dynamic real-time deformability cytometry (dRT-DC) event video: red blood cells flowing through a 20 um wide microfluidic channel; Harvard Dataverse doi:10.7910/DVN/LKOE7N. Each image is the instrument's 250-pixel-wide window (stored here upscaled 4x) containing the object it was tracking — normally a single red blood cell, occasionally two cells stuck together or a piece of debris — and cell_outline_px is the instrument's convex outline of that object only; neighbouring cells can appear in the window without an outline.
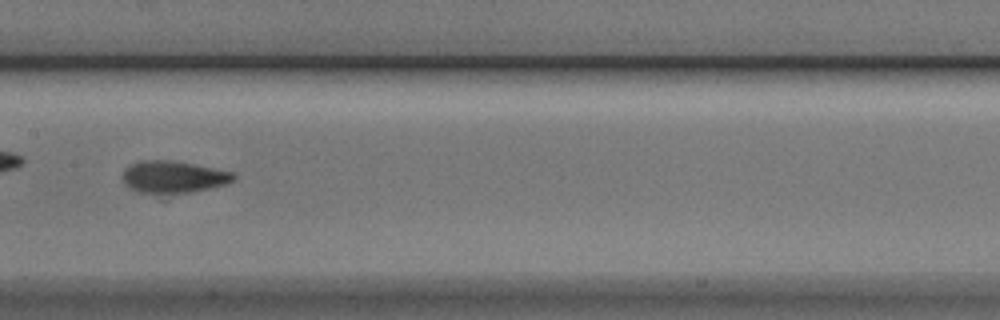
{"species": "Egyptian fruit bat (a non-hibernating species)", "species_latin": "Rousettus aegyptiacus", "temperature_condition": "cold", "stored_images_in_passage": 48, "camera_frame_rate_fps": 3000, "um_per_image_px": 0.085, "animal": {"sex": "male"}, "frame": {"image": 1, "passage_image": 21, "time_ms": 6.667, "image_size_px": [1000, 320], "cell_outline_px": [[236, 180], [228, 184], [212, 188], [192, 192], [136, 192], [128, 188], [124, 184], [124, 168], [140, 160], [168, 160], [192, 164], [232, 172], [236, 176]], "centroid_in_image_um": [14.75, 15.04], "position_along_channel_um": 192.6, "area_um2": 20.52}}
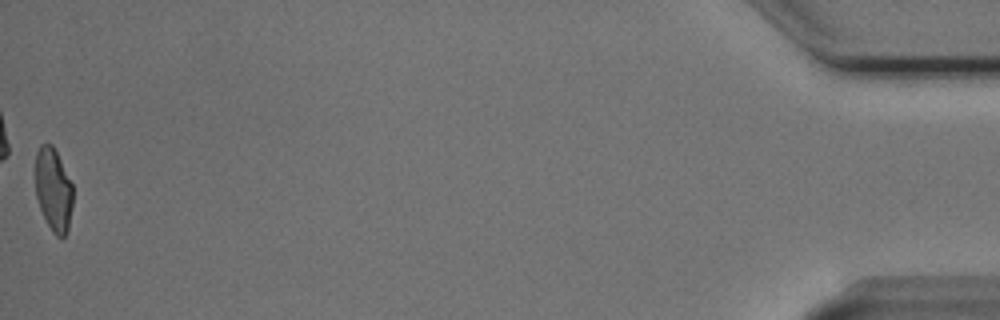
{"frame": {"image": 2, "passage_image": 48, "time_ms": 15.667, "image_size_px": [1000, 320], "cell_outline_px": [[72, 208], [68, 228], [64, 236], [60, 240], [52, 232], [40, 208], [36, 196], [36, 152], [40, 144], [52, 144], [72, 184]], "centroid_in_image_um": [4.54, 16.15], "position_along_channel_um": 430.7, "area_um2": 17.98}, "authors_computed_cell_mechanics": {"area_um2": 19.941, "velocity_mm_per_s": 3.7553, "shape_relaxation_time_tau1_ms": 4.735, "shape_relaxation_time_tau2_ms": 1.7129, "deformation_change_tau1": 0.1594, "deformation_change_tau2": 0.0682}}